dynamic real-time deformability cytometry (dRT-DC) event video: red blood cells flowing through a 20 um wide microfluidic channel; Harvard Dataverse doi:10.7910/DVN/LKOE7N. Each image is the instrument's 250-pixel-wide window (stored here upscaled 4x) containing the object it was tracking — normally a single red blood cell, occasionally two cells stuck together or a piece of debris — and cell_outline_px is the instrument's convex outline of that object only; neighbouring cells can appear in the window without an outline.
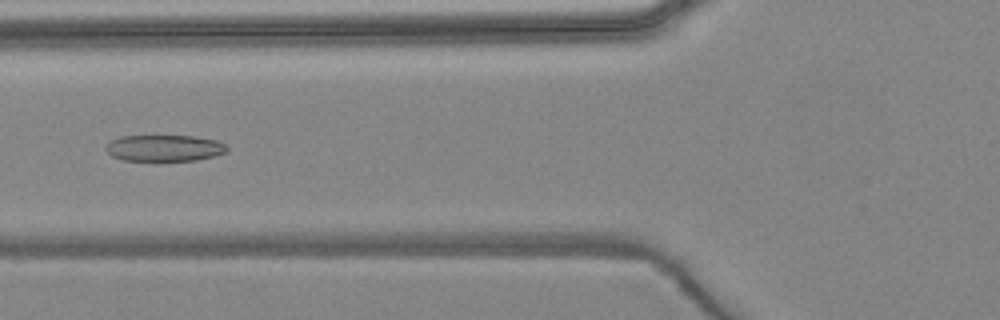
{"species": "common noctule bat (a hibernating species)", "species_latin": "Nyctalus noctula", "temperature_condition": "warm", "stored_images_in_passage": 5, "camera_frame_rate_fps": 3000, "um_per_image_px": 0.085, "animal": {"sex": "female", "body_mass_g": 24.6, "forearm_length_mm": 56.2}, "frame": {"image": 1, "passage_image": 5, "time_ms": 4.667, "image_size_px": [1000, 320], "cell_outline_px": [[228, 148], [224, 152], [212, 156], [196, 160], [156, 164], [124, 160], [112, 156], [104, 148], [112, 140], [120, 136], [192, 136], [216, 140], [228, 144]], "centroid_in_image_um": [13.95, 12.63], "position_along_channel_um": 111.9, "area_um2": 19.42}}